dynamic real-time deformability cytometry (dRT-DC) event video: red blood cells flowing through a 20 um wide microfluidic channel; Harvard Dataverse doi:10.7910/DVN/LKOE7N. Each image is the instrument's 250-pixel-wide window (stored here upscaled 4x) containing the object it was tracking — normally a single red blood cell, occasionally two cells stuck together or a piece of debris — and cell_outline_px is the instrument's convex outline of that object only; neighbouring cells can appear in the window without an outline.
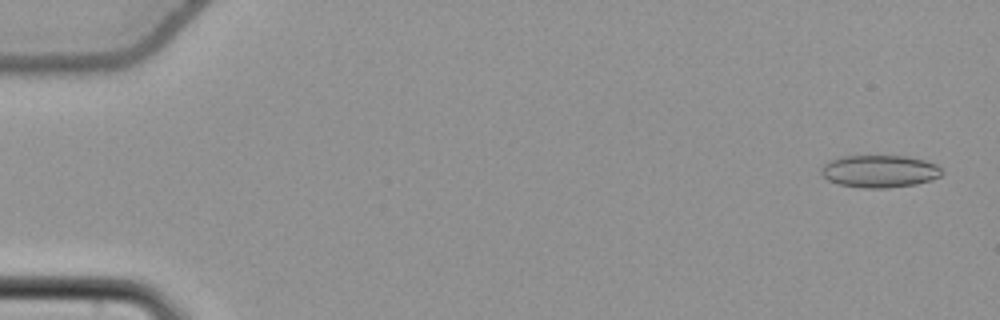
{"species": "common noctule bat (a hibernating species)", "species_latin": "Nyctalus noctula", "temperature_condition": "cold", "stored_images_in_passage": 56, "camera_frame_rate_fps": 3000, "um_per_image_px": 0.085, "animal": {"sex": "female", "body_mass_g": 22.7, "forearm_length_mm": 54.2}, "frame": {"image": 1, "passage_image": 3, "time_ms": 0.667, "image_size_px": [1000, 320], "cell_outline_px": [[944, 172], [940, 176], [932, 180], [916, 184], [888, 188], [860, 188], [840, 184], [828, 180], [820, 172], [820, 168], [828, 160], [840, 156], [908, 156], [924, 160], [936, 164]], "centroid_in_image_um": [74.76, 14.55], "position_along_channel_um": 10.2, "area_um2": 23.0}}
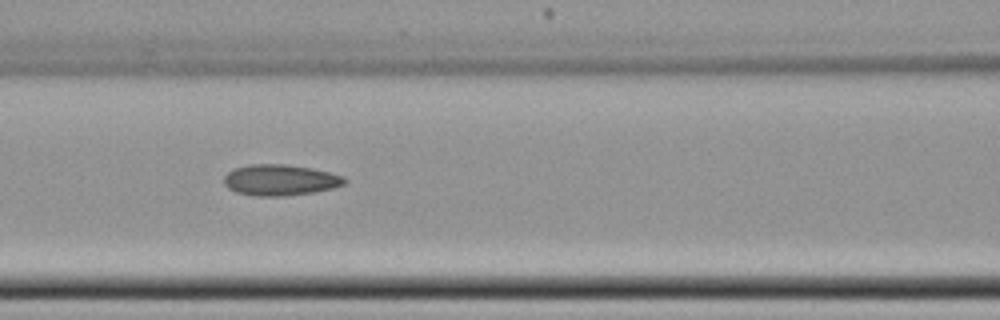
{"frame": {"image": 2, "passage_image": 26, "time_ms": 8.333, "image_size_px": [1000, 320], "cell_outline_px": [[348, 180], [344, 184], [332, 188], [316, 192], [284, 196], [256, 196], [236, 192], [228, 188], [224, 184], [224, 176], [228, 172], [236, 168], [248, 164], [284, 164], [312, 168], [344, 176]], "centroid_in_image_um": [23.82, 15.3], "position_along_channel_um": 142.8, "area_um2": 21.85}}
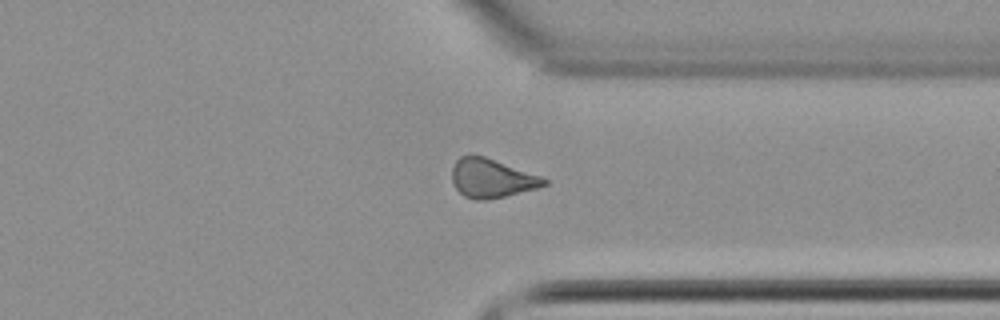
{"frame": {"image": 3, "passage_image": 44, "time_ms": 14.333, "image_size_px": [1000, 320], "cell_outline_px": [[548, 184], [536, 188], [488, 200], [472, 200], [464, 196], [456, 188], [452, 180], [452, 168], [456, 160], [460, 156], [484, 156], [540, 176], [548, 180]], "centroid_in_image_um": [41.76, 15.17], "position_along_channel_um": 369.6, "area_um2": 20.58}, "authors_computed_cell_mechanics": {"area_um2": 21.3571, "velocity_mm_per_s": 3.7806, "shape_relaxation_time_tau1_ms": 8.9591, "shape_relaxation_time_tau2_ms": 5.068, "deformation_change_tau1": 0.1297, "deformation_change_tau2": 0.1098}}